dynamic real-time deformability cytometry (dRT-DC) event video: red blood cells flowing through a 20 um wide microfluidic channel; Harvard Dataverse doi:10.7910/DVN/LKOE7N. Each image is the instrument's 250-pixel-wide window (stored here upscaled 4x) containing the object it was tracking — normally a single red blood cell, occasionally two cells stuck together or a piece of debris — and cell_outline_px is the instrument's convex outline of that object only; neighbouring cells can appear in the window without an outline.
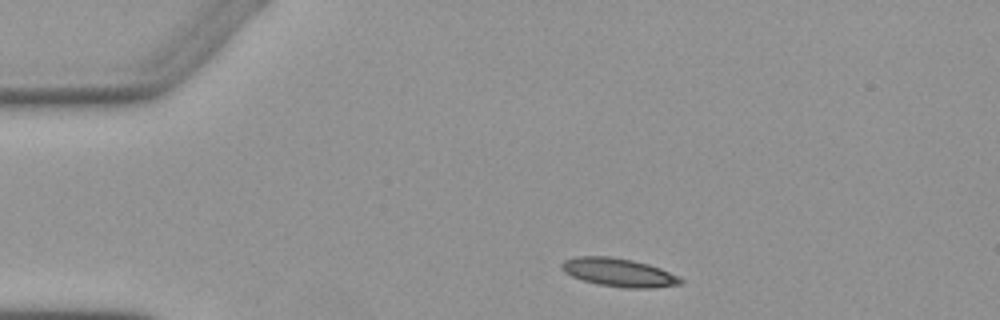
{"species": "Egyptian fruit bat (a non-hibernating species)", "species_latin": "Rousettus aegyptiacus", "temperature_condition": "warm", "stored_images_in_passage": 6, "camera_frame_rate_fps": 3000, "um_per_image_px": 0.085, "animal": {"sex": "female"}, "frame": {"image": 1, "passage_image": 1, "time_ms": 0.0, "image_size_px": [1000, 320], "cell_outline_px": [[684, 280], [680, 284], [652, 288], [624, 288], [600, 284], [584, 280], [572, 276], [564, 272], [560, 268], [560, 264], [564, 260], [576, 256], [608, 256], [632, 260], [648, 264], [660, 268], [680, 276]], "centroid_in_image_um": [52.6, 23.15], "position_along_channel_um": 32.4, "area_um2": 19.65}}
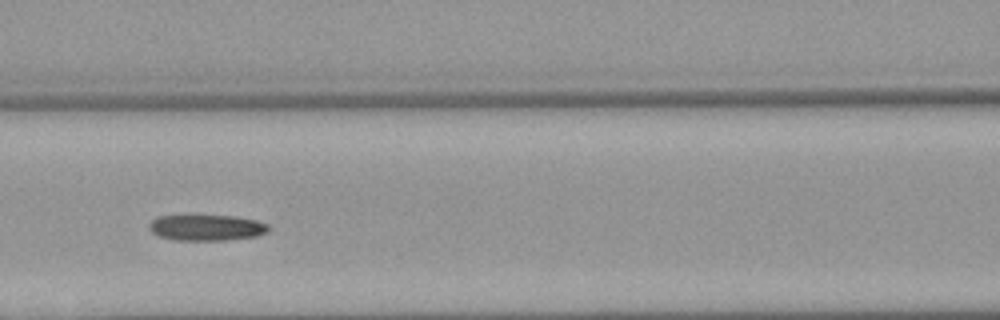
{"frame": {"image": 2, "passage_image": 5, "time_ms": 4.333, "image_size_px": [1000, 320], "cell_outline_px": [[272, 228], [268, 232], [256, 236], [224, 240], [176, 240], [160, 236], [152, 232], [148, 228], [148, 224], [156, 216], [188, 212], [196, 212], [236, 216], [256, 220], [268, 224]], "centroid_in_image_um": [17.51, 19.27], "position_along_channel_um": 149.1, "area_um2": 19.31}}
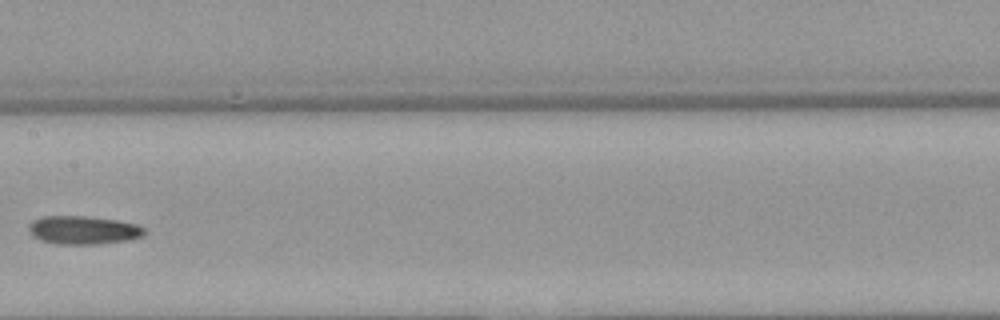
{"frame": {"image": 3, "passage_image": 6, "time_ms": 5.667, "image_size_px": [1000, 320], "cell_outline_px": [[148, 232], [144, 236], [132, 240], [96, 244], [60, 244], [40, 240], [32, 236], [28, 232], [28, 224], [32, 220], [40, 216], [88, 216], [116, 220], [136, 224], [144, 228]], "centroid_in_image_um": [7.08, 19.55], "position_along_channel_um": 200.3, "area_um2": 19.48}}